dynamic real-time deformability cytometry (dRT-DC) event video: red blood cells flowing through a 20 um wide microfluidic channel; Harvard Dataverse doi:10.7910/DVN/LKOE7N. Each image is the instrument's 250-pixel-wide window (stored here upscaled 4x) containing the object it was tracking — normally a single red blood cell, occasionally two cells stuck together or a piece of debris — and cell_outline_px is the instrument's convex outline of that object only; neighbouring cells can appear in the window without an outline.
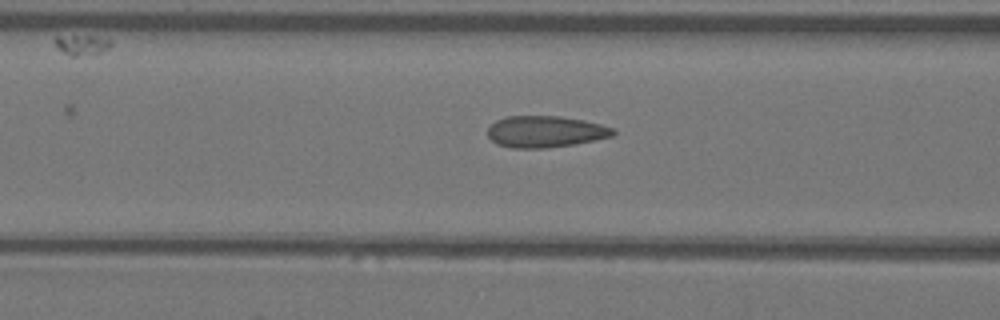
{"species": "Egyptian fruit bat (a non-hibernating species)", "species_latin": "Rousettus aegyptiacus", "temperature_condition": "warm", "stored_images_in_passage": 8, "camera_frame_rate_fps": 3000, "um_per_image_px": 0.085, "animal": {"sex": "female"}, "frame": {"image": 1, "passage_image": 6, "time_ms": 1.667, "image_size_px": [1000, 320], "cell_outline_px": [[616, 132], [612, 136], [572, 144], [544, 148], [512, 148], [496, 144], [488, 136], [488, 128], [496, 120], [504, 116], [560, 116], [584, 120], [616, 128]], "centroid_in_image_um": [46.34, 11.18], "position_along_channel_um": 120.3, "area_um2": 23.0}}